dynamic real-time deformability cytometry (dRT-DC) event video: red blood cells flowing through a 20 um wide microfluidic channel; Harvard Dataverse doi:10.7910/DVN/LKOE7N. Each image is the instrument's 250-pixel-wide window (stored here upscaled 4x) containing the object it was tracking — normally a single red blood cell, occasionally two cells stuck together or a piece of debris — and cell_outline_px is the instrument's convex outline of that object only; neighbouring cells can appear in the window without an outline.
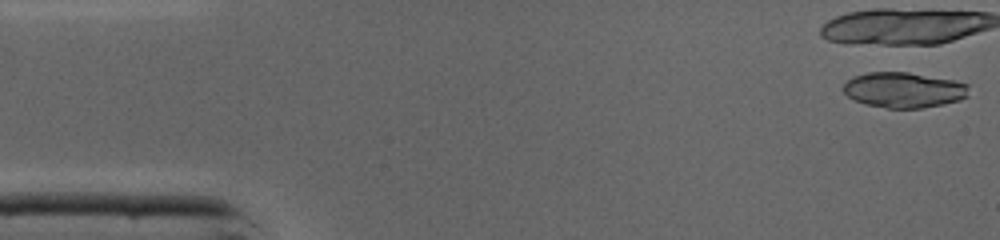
{"species": "common noctule bat (a hibernating species)", "species_latin": "Nyctalus noctula", "temperature_condition": "cold", "stored_images_in_passage": 15, "camera_frame_rate_fps": 3000, "um_per_image_px": 0.085, "animal": {"sex": "male", "body_mass_g": 19.0, "forearm_length_mm": 50.8}, "frame": {"image": 1, "passage_image": 1, "time_ms": 0.0, "image_size_px": [1000, 240], "cell_outline_px": [[968, 96], [960, 100], [944, 104], [920, 108], [888, 108], [864, 104], [848, 96], [844, 92], [844, 84], [852, 76], [868, 72], [908, 72], [956, 80], [968, 84]], "centroid_in_image_um": [76.84, 7.64], "position_along_channel_um": 8.2, "area_um2": 26.01}}